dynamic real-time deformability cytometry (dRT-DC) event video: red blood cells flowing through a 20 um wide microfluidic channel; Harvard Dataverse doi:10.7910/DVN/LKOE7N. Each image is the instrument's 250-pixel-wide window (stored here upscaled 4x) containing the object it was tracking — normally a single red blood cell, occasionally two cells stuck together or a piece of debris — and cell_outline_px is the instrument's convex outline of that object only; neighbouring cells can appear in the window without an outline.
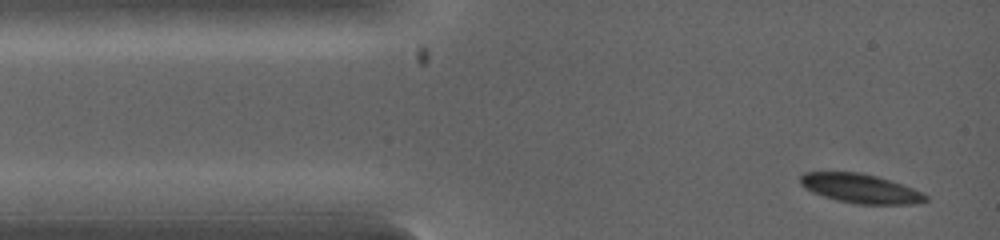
{"species": "common noctule bat (a hibernating species)", "species_latin": "Nyctalus noctula", "temperature_condition": "warm", "stored_images_in_passage": 18, "camera_frame_rate_fps": 5000, "um_per_image_px": 0.085, "animal": {"sex": "female", "body_mass_g": 19.0, "forearm_length_mm": 53.3}, "frame": {"image": 1, "passage_image": 1, "time_ms": 0.0, "image_size_px": [1000, 240], "cell_outline_px": [[928, 200], [912, 204], [856, 204], [836, 200], [812, 192], [800, 184], [800, 176], [804, 172], [860, 172], [876, 176], [912, 188], [928, 196]], "centroid_in_image_um": [73.1, 16.02], "position_along_channel_um": 11.9, "area_um2": 21.1}}
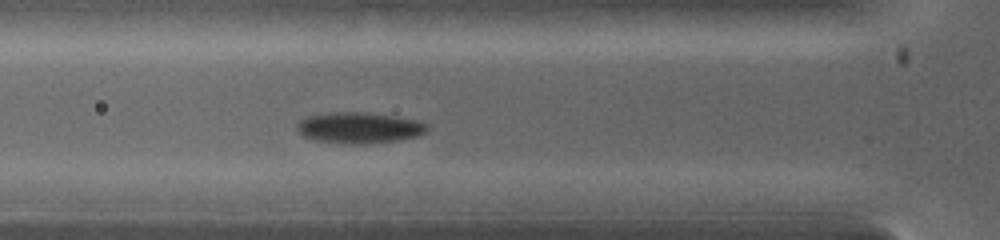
{"frame": {"image": 2, "passage_image": 11, "time_ms": 2.4, "image_size_px": [1000, 240], "cell_outline_px": [[428, 128], [424, 132], [416, 136], [392, 140], [356, 144], [312, 140], [304, 136], [296, 128], [296, 124], [300, 120], [308, 116], [328, 112], [368, 112], [396, 116], [416, 120], [428, 124]], "centroid_in_image_um": [30.48, 10.83], "position_along_channel_um": 95.3, "area_um2": 23.24}}
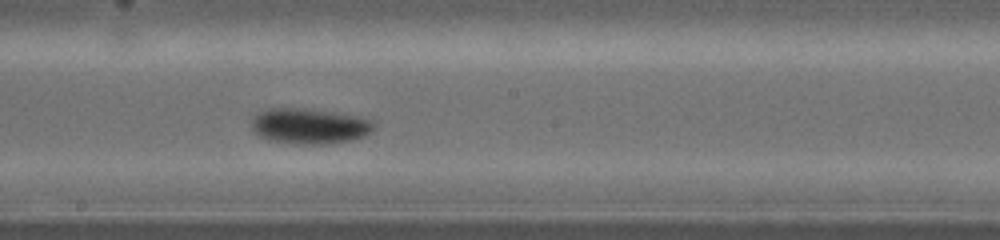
{"frame": {"image": 3, "passage_image": 18, "time_ms": 4.6, "image_size_px": [1000, 240], "cell_outline_px": [[376, 128], [364, 136], [352, 140], [332, 144], [300, 144], [268, 140], [256, 136], [252, 128], [252, 116], [268, 108], [304, 108], [336, 112], [360, 116], [376, 120]], "centroid_in_image_um": [26.34, 10.71], "position_along_channel_um": 221.9, "area_um2": 25.95}}